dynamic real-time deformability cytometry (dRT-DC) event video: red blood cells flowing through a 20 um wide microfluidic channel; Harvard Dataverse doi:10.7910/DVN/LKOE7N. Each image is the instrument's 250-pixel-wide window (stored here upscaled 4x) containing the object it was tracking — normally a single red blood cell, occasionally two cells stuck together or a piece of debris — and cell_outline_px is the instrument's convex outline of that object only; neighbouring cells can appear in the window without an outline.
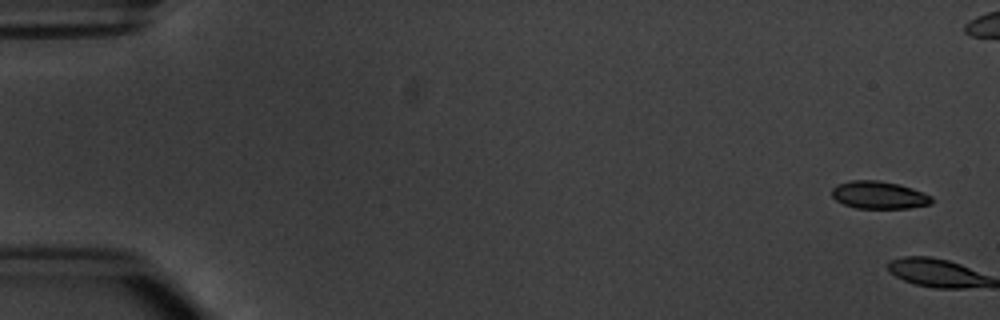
{"species": "common noctule bat (a hibernating species)", "species_latin": "Nyctalus noctula", "temperature_condition": "warm", "stored_images_in_passage": 6, "camera_frame_rate_fps": 3000, "um_per_image_px": 0.085, "animal": {"sex": "male", "body_mass_g": 20.1, "forearm_length_mm": 53.5}, "frame": {"image": 1, "passage_image": 1, "time_ms": 0.0, "image_size_px": [1000, 320], "cell_outline_px": [[932, 204], [908, 208], [856, 208], [844, 204], [836, 200], [832, 196], [832, 188], [836, 184], [852, 180], [880, 180], [900, 184], [912, 188], [932, 196]], "centroid_in_image_um": [74.71, 16.57], "position_along_channel_um": 10.3, "area_um2": 16.13}}
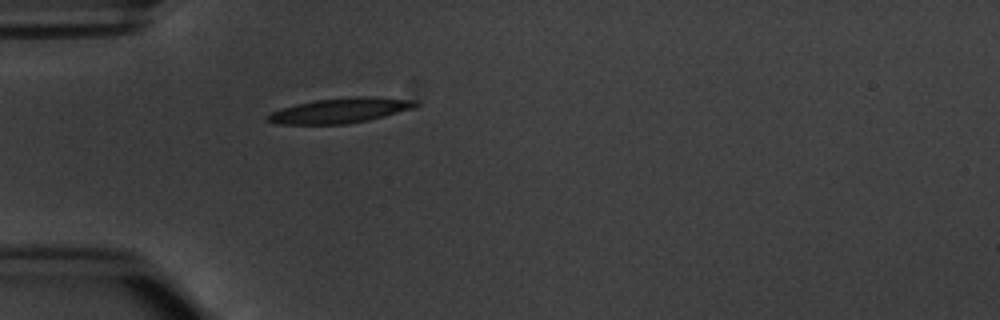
{"frame": {"image": 2, "passage_image": 6, "time_ms": 7.0, "image_size_px": [1000, 320], "cell_outline_px": [[420, 104], [412, 108], [384, 116], [368, 120], [344, 124], [276, 124], [264, 120], [264, 116], [280, 108], [296, 104], [316, 100], [352, 96], [368, 96], [416, 100]], "centroid_in_image_um": [28.85, 9.39], "position_along_channel_um": 56.1, "area_um2": 21.62}}